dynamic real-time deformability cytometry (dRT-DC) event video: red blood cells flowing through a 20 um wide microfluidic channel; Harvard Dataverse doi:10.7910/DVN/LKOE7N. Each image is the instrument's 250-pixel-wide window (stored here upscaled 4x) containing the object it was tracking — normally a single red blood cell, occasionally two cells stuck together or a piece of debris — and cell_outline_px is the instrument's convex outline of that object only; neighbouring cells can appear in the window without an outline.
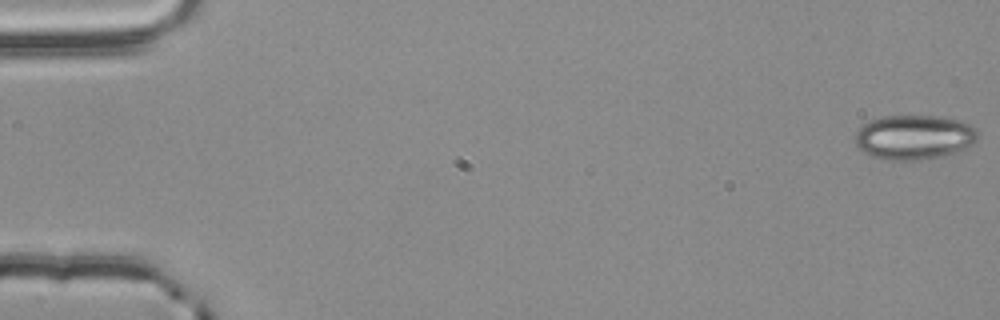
{"species": "common noctule bat (a hibernating species)", "species_latin": "Nyctalus noctula", "temperature_condition": "room temperature", "stored_images_in_passage": 56, "camera_frame_rate_fps": 3000, "um_per_image_px": 0.085, "animal": {"sex": "male", "body_mass_g": 20.4}, "frame": {"image": 1, "passage_image": 1, "time_ms": 0.0, "image_size_px": [1000, 320], "cell_outline_px": [[980, 136], [972, 144], [952, 152], [920, 160], [884, 160], [872, 156], [864, 152], [856, 144], [856, 132], [864, 124], [872, 120], [884, 116], [940, 116], [960, 120], [968, 124]], "centroid_in_image_um": [77.67, 11.65], "position_along_channel_um": 7.3, "area_um2": 31.33}}
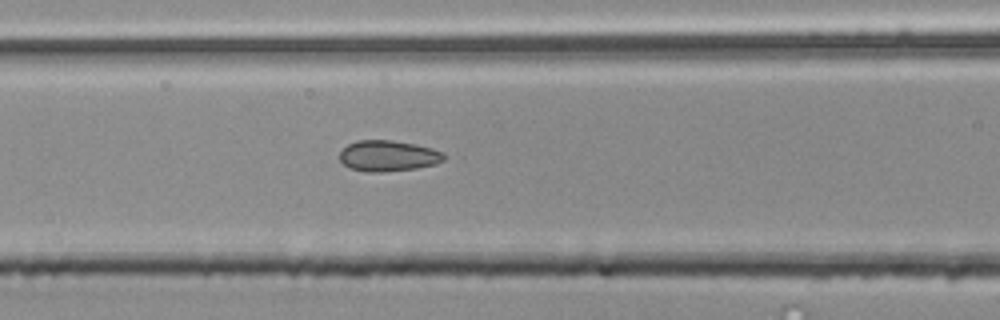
{"frame": {"image": 2, "passage_image": 24, "time_ms": 7.667, "image_size_px": [1000, 320], "cell_outline_px": [[444, 160], [436, 164], [416, 168], [380, 172], [368, 172], [348, 168], [340, 160], [340, 152], [348, 144], [360, 140], [392, 140], [416, 144], [432, 148], [440, 152], [444, 156]], "centroid_in_image_um": [32.97, 13.25], "position_along_channel_um": 133.6, "area_um2": 18.67}}
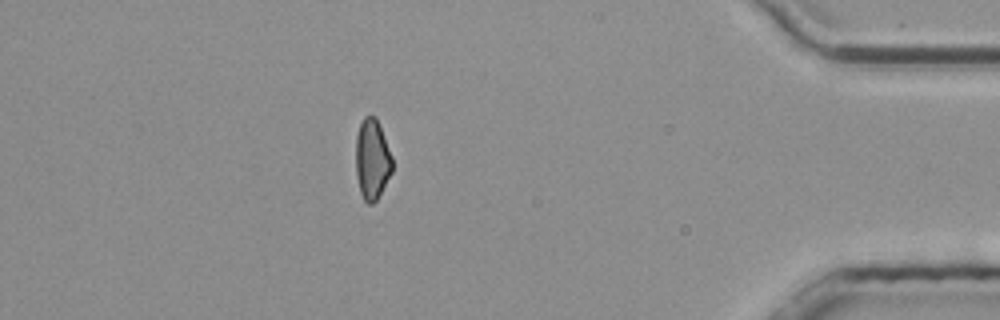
{"frame": {"image": 3, "passage_image": 49, "time_ms": 16.0, "image_size_px": [1000, 320], "cell_outline_px": [[392, 172], [376, 200], [372, 204], [368, 204], [364, 200], [360, 192], [356, 176], [356, 136], [360, 124], [364, 116], [376, 116], [392, 156]], "centroid_in_image_um": [31.62, 13.54], "position_along_channel_um": 403.6, "area_um2": 17.05}}